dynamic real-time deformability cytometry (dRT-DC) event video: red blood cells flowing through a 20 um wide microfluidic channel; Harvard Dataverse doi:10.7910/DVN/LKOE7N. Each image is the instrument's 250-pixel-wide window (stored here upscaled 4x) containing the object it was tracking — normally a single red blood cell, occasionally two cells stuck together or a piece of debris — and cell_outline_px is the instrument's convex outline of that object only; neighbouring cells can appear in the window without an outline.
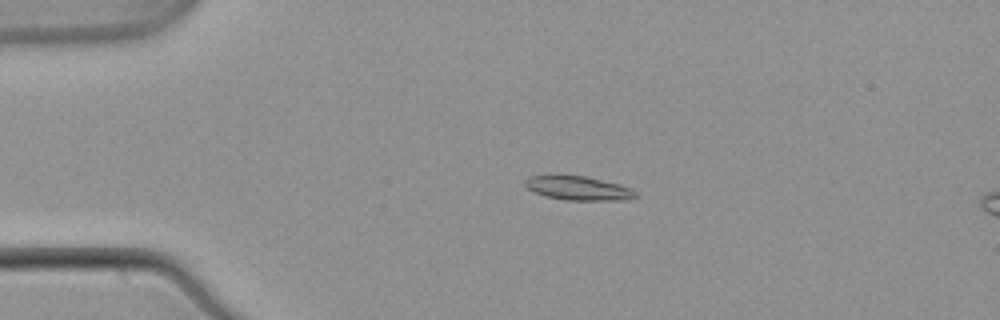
{"species": "common noctule bat (a hibernating species)", "species_latin": "Nyctalus noctula", "temperature_condition": "warm", "stored_images_in_passage": 18, "camera_frame_rate_fps": 3000, "um_per_image_px": 0.085, "animal": {"sex": "male", "body_mass_g": 21.5, "forearm_length_mm": 52.0}, "frame": {"image": 1, "passage_image": 13, "time_ms": 4.0, "image_size_px": [1000, 320], "cell_outline_px": [[636, 196], [624, 200], [568, 200], [544, 196], [528, 188], [524, 184], [524, 180], [532, 176], [584, 176], [620, 184], [632, 188], [636, 192]], "centroid_in_image_um": [49.18, 16.0], "position_along_channel_um": 35.8, "area_um2": 15.14}}